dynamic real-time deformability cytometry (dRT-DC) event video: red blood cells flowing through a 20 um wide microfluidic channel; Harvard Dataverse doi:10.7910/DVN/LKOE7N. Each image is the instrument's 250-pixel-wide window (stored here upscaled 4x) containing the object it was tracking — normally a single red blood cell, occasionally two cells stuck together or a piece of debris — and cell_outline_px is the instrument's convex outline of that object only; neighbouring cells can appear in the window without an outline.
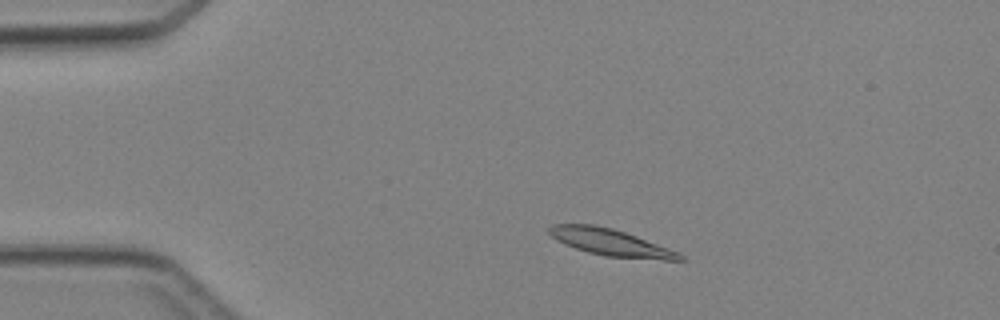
{"species": "Egyptian fruit bat (a non-hibernating species)", "species_latin": "Rousettus aegyptiacus", "temperature_condition": "cold", "stored_images_in_passage": 43, "camera_frame_rate_fps": 3000, "um_per_image_px": 0.085, "animal": {"sex": "female"}, "frame": {"image": 1, "passage_image": 6, "time_ms": 1.667, "image_size_px": [1000, 320], "cell_outline_px": [[688, 260], [664, 260], [604, 256], [588, 252], [564, 244], [556, 240], [548, 232], [548, 228], [552, 224], [596, 224], [612, 228], [636, 236], [680, 252]], "centroid_in_image_um": [51.92, 20.6], "position_along_channel_um": 33.1, "area_um2": 20.46}}
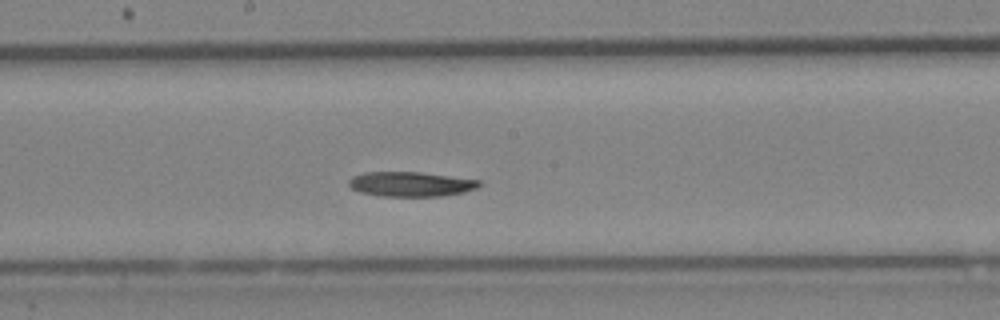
{"frame": {"image": 2, "passage_image": 22, "time_ms": 7.0, "image_size_px": [1000, 320], "cell_outline_px": [[480, 184], [476, 188], [464, 192], [444, 196], [380, 196], [360, 192], [352, 188], [348, 184], [348, 180], [352, 176], [364, 172], [420, 172], [480, 180]], "centroid_in_image_um": [34.89, 15.65], "position_along_channel_um": 213.3, "area_um2": 18.79}}
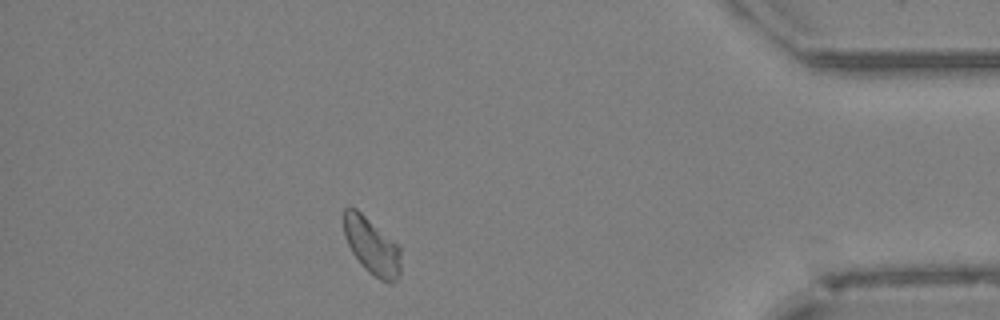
{"frame": {"image": 3, "passage_image": 38, "time_ms": 12.333, "image_size_px": [1000, 320], "cell_outline_px": [[400, 276], [392, 284], [388, 284], [380, 280], [368, 272], [364, 268], [352, 252], [344, 236], [344, 208], [356, 208], [400, 244]], "centroid_in_image_um": [31.64, 20.94], "position_along_channel_um": 403.6, "area_um2": 19.19}}